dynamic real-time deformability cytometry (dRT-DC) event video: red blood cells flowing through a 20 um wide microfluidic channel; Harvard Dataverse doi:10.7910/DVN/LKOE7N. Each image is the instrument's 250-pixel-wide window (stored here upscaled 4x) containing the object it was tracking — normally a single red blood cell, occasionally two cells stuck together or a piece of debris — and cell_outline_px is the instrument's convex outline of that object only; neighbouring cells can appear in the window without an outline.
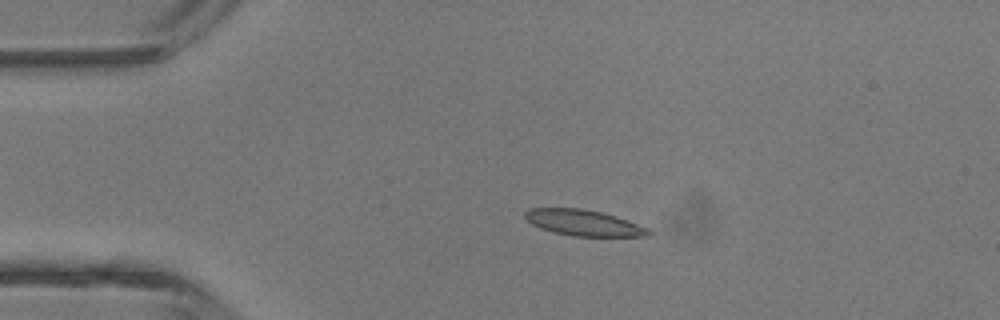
{"species": "common noctule bat (a hibernating species)", "species_latin": "Nyctalus noctula", "temperature_condition": "room temperature", "stored_images_in_passage": 2, "camera_frame_rate_fps": 3000, "um_per_image_px": 0.085, "animal": {"sex": "male", "body_mass_g": 13.3}, "frame": {"image": 1, "passage_image": 2, "time_ms": 1.333, "image_size_px": [1000, 320], "cell_outline_px": [[652, 236], [572, 236], [540, 228], [532, 224], [524, 216], [524, 212], [528, 208], [580, 208], [604, 212], [616, 216], [648, 228], [652, 232]], "centroid_in_image_um": [49.62, 18.93], "position_along_channel_um": 35.4, "area_um2": 18.67}}